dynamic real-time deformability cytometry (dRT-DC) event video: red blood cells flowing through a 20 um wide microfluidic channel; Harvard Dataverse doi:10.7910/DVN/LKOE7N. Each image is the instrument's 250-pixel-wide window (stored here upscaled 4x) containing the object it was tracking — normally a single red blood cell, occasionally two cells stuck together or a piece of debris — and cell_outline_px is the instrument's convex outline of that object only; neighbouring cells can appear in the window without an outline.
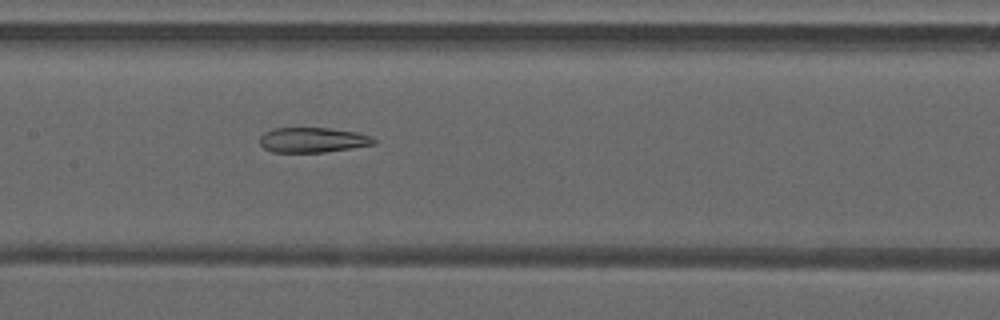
{"species": "common noctule bat (a hibernating species)", "species_latin": "Nyctalus noctula", "temperature_condition": "warm", "stored_images_in_passage": 32, "camera_frame_rate_fps": 3000, "um_per_image_px": 0.085, "animal": {"sex": "male", "forearm_length_mm": 52.5}, "frame": {"image": 1, "passage_image": 15, "time_ms": 4.667, "image_size_px": [1000, 320], "cell_outline_px": [[376, 144], [352, 148], [324, 152], [272, 152], [264, 148], [260, 144], [260, 136], [264, 132], [272, 128], [328, 128], [356, 132], [372, 136], [376, 140]], "centroid_in_image_um": [26.58, 11.89], "position_along_channel_um": 180.8, "area_um2": 16.7}}
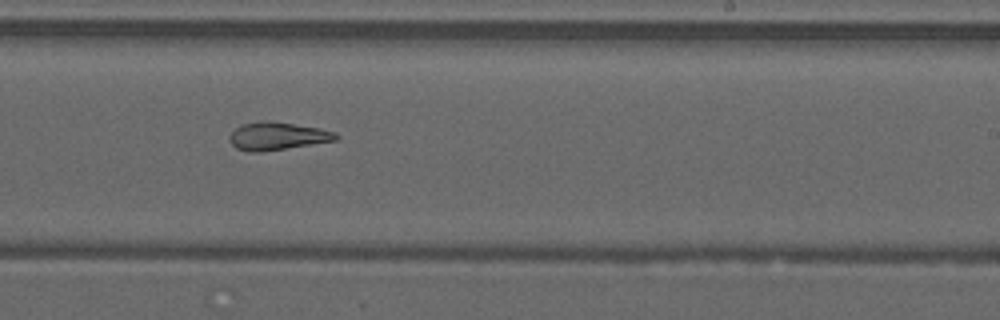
{"frame": {"image": 2, "passage_image": 21, "time_ms": 6.667, "image_size_px": [1000, 320], "cell_outline_px": [[340, 136], [336, 140], [260, 152], [248, 152], [236, 148], [228, 140], [228, 136], [240, 124], [268, 120], [320, 128], [336, 132]], "centroid_in_image_um": [23.54, 11.56], "position_along_channel_um": 265.5, "area_um2": 17.22}}
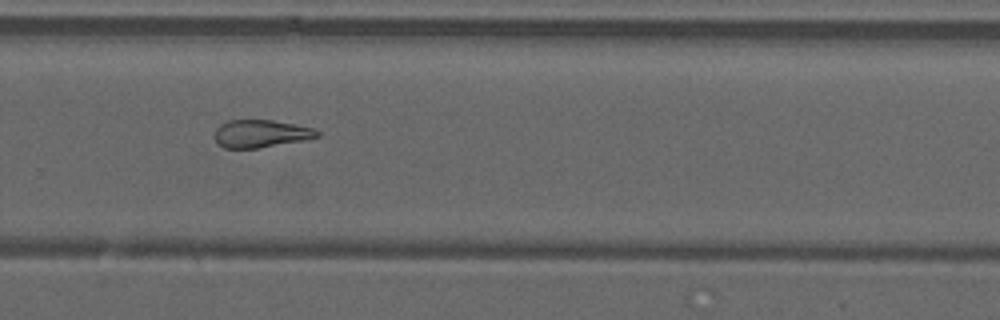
{"frame": {"image": 3, "passage_image": 24, "time_ms": 7.667, "image_size_px": [1000, 320], "cell_outline_px": [[320, 136], [304, 140], [256, 148], [224, 148], [216, 144], [216, 128], [220, 124], [228, 120], [272, 120], [312, 128], [320, 132]], "centroid_in_image_um": [22.14, 11.36], "position_along_channel_um": 307.7, "area_um2": 16.36}, "authors_computed_cell_mechanics": {"area_um2": 17.4556, "velocity_mm_per_s": 4.25, "shape_relaxation_time_tau1_ms": null, "shape_relaxation_time_tau2_ms": 3.1062, "deformation_change_tau1": null, "deformation_change_tau2": 0.1162}}